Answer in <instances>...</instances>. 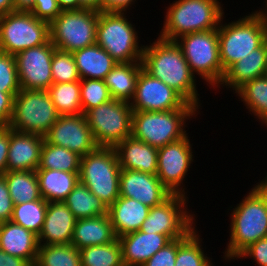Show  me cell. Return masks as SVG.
Returning a JSON list of instances; mask_svg holds the SVG:
<instances>
[{
  "instance_id": "cell-11",
  "label": "cell",
  "mask_w": 267,
  "mask_h": 266,
  "mask_svg": "<svg viewBox=\"0 0 267 266\" xmlns=\"http://www.w3.org/2000/svg\"><path fill=\"white\" fill-rule=\"evenodd\" d=\"M133 109L129 102L112 99L85 113L99 147H115L132 136Z\"/></svg>"
},
{
  "instance_id": "cell-52",
  "label": "cell",
  "mask_w": 267,
  "mask_h": 266,
  "mask_svg": "<svg viewBox=\"0 0 267 266\" xmlns=\"http://www.w3.org/2000/svg\"><path fill=\"white\" fill-rule=\"evenodd\" d=\"M78 3L83 8L102 11V0H78Z\"/></svg>"
},
{
  "instance_id": "cell-8",
  "label": "cell",
  "mask_w": 267,
  "mask_h": 266,
  "mask_svg": "<svg viewBox=\"0 0 267 266\" xmlns=\"http://www.w3.org/2000/svg\"><path fill=\"white\" fill-rule=\"evenodd\" d=\"M175 41L181 47L192 74L199 75L210 88H220L223 69L220 61L218 28L188 33Z\"/></svg>"
},
{
  "instance_id": "cell-23",
  "label": "cell",
  "mask_w": 267,
  "mask_h": 266,
  "mask_svg": "<svg viewBox=\"0 0 267 266\" xmlns=\"http://www.w3.org/2000/svg\"><path fill=\"white\" fill-rule=\"evenodd\" d=\"M39 248L38 235L12 222L0 223V249L35 265Z\"/></svg>"
},
{
  "instance_id": "cell-44",
  "label": "cell",
  "mask_w": 267,
  "mask_h": 266,
  "mask_svg": "<svg viewBox=\"0 0 267 266\" xmlns=\"http://www.w3.org/2000/svg\"><path fill=\"white\" fill-rule=\"evenodd\" d=\"M253 258L259 266H267V237L258 240L244 249L236 259Z\"/></svg>"
},
{
  "instance_id": "cell-30",
  "label": "cell",
  "mask_w": 267,
  "mask_h": 266,
  "mask_svg": "<svg viewBox=\"0 0 267 266\" xmlns=\"http://www.w3.org/2000/svg\"><path fill=\"white\" fill-rule=\"evenodd\" d=\"M63 202L76 219L108 214L107 206L81 182L77 183Z\"/></svg>"
},
{
  "instance_id": "cell-43",
  "label": "cell",
  "mask_w": 267,
  "mask_h": 266,
  "mask_svg": "<svg viewBox=\"0 0 267 266\" xmlns=\"http://www.w3.org/2000/svg\"><path fill=\"white\" fill-rule=\"evenodd\" d=\"M57 0H35L33 11L36 18L51 23L61 13Z\"/></svg>"
},
{
  "instance_id": "cell-36",
  "label": "cell",
  "mask_w": 267,
  "mask_h": 266,
  "mask_svg": "<svg viewBox=\"0 0 267 266\" xmlns=\"http://www.w3.org/2000/svg\"><path fill=\"white\" fill-rule=\"evenodd\" d=\"M35 266H82L80 252L72 244L39 245Z\"/></svg>"
},
{
  "instance_id": "cell-14",
  "label": "cell",
  "mask_w": 267,
  "mask_h": 266,
  "mask_svg": "<svg viewBox=\"0 0 267 266\" xmlns=\"http://www.w3.org/2000/svg\"><path fill=\"white\" fill-rule=\"evenodd\" d=\"M188 135L158 149L157 174L161 183L172 193L187 196L182 186L193 162V150Z\"/></svg>"
},
{
  "instance_id": "cell-2",
  "label": "cell",
  "mask_w": 267,
  "mask_h": 266,
  "mask_svg": "<svg viewBox=\"0 0 267 266\" xmlns=\"http://www.w3.org/2000/svg\"><path fill=\"white\" fill-rule=\"evenodd\" d=\"M245 196L230 214V239L223 253L226 262L267 237V190L258 182Z\"/></svg>"
},
{
  "instance_id": "cell-10",
  "label": "cell",
  "mask_w": 267,
  "mask_h": 266,
  "mask_svg": "<svg viewBox=\"0 0 267 266\" xmlns=\"http://www.w3.org/2000/svg\"><path fill=\"white\" fill-rule=\"evenodd\" d=\"M99 12L86 8L61 11L50 23L51 43L70 53L96 44Z\"/></svg>"
},
{
  "instance_id": "cell-53",
  "label": "cell",
  "mask_w": 267,
  "mask_h": 266,
  "mask_svg": "<svg viewBox=\"0 0 267 266\" xmlns=\"http://www.w3.org/2000/svg\"><path fill=\"white\" fill-rule=\"evenodd\" d=\"M13 10V0H0V16L6 15Z\"/></svg>"
},
{
  "instance_id": "cell-48",
  "label": "cell",
  "mask_w": 267,
  "mask_h": 266,
  "mask_svg": "<svg viewBox=\"0 0 267 266\" xmlns=\"http://www.w3.org/2000/svg\"><path fill=\"white\" fill-rule=\"evenodd\" d=\"M136 0H102V11L126 12Z\"/></svg>"
},
{
  "instance_id": "cell-13",
  "label": "cell",
  "mask_w": 267,
  "mask_h": 266,
  "mask_svg": "<svg viewBox=\"0 0 267 266\" xmlns=\"http://www.w3.org/2000/svg\"><path fill=\"white\" fill-rule=\"evenodd\" d=\"M188 197L171 194L161 204L151 207L140 231L168 236L171 240L184 238L195 226V214L188 212Z\"/></svg>"
},
{
  "instance_id": "cell-7",
  "label": "cell",
  "mask_w": 267,
  "mask_h": 266,
  "mask_svg": "<svg viewBox=\"0 0 267 266\" xmlns=\"http://www.w3.org/2000/svg\"><path fill=\"white\" fill-rule=\"evenodd\" d=\"M120 172L114 147H98L81 157L79 182L109 208L120 196Z\"/></svg>"
},
{
  "instance_id": "cell-22",
  "label": "cell",
  "mask_w": 267,
  "mask_h": 266,
  "mask_svg": "<svg viewBox=\"0 0 267 266\" xmlns=\"http://www.w3.org/2000/svg\"><path fill=\"white\" fill-rule=\"evenodd\" d=\"M114 149L121 169L157 174L158 148L129 136Z\"/></svg>"
},
{
  "instance_id": "cell-33",
  "label": "cell",
  "mask_w": 267,
  "mask_h": 266,
  "mask_svg": "<svg viewBox=\"0 0 267 266\" xmlns=\"http://www.w3.org/2000/svg\"><path fill=\"white\" fill-rule=\"evenodd\" d=\"M81 156L67 148L48 143L46 140L41 149L38 169H52L64 172H79Z\"/></svg>"
},
{
  "instance_id": "cell-37",
  "label": "cell",
  "mask_w": 267,
  "mask_h": 266,
  "mask_svg": "<svg viewBox=\"0 0 267 266\" xmlns=\"http://www.w3.org/2000/svg\"><path fill=\"white\" fill-rule=\"evenodd\" d=\"M82 266H124L118 238L110 243L79 250Z\"/></svg>"
},
{
  "instance_id": "cell-32",
  "label": "cell",
  "mask_w": 267,
  "mask_h": 266,
  "mask_svg": "<svg viewBox=\"0 0 267 266\" xmlns=\"http://www.w3.org/2000/svg\"><path fill=\"white\" fill-rule=\"evenodd\" d=\"M236 93L248 111L267 127V76H261L244 83Z\"/></svg>"
},
{
  "instance_id": "cell-39",
  "label": "cell",
  "mask_w": 267,
  "mask_h": 266,
  "mask_svg": "<svg viewBox=\"0 0 267 266\" xmlns=\"http://www.w3.org/2000/svg\"><path fill=\"white\" fill-rule=\"evenodd\" d=\"M80 96L83 114L113 99L104 80L98 79H81Z\"/></svg>"
},
{
  "instance_id": "cell-16",
  "label": "cell",
  "mask_w": 267,
  "mask_h": 266,
  "mask_svg": "<svg viewBox=\"0 0 267 266\" xmlns=\"http://www.w3.org/2000/svg\"><path fill=\"white\" fill-rule=\"evenodd\" d=\"M56 47L47 43L15 55L20 89L48 90L53 84L51 63Z\"/></svg>"
},
{
  "instance_id": "cell-50",
  "label": "cell",
  "mask_w": 267,
  "mask_h": 266,
  "mask_svg": "<svg viewBox=\"0 0 267 266\" xmlns=\"http://www.w3.org/2000/svg\"><path fill=\"white\" fill-rule=\"evenodd\" d=\"M35 0H13L14 12L31 13L33 11Z\"/></svg>"
},
{
  "instance_id": "cell-18",
  "label": "cell",
  "mask_w": 267,
  "mask_h": 266,
  "mask_svg": "<svg viewBox=\"0 0 267 266\" xmlns=\"http://www.w3.org/2000/svg\"><path fill=\"white\" fill-rule=\"evenodd\" d=\"M119 189L120 196L135 199L150 208L172 194L156 175L127 169H121Z\"/></svg>"
},
{
  "instance_id": "cell-46",
  "label": "cell",
  "mask_w": 267,
  "mask_h": 266,
  "mask_svg": "<svg viewBox=\"0 0 267 266\" xmlns=\"http://www.w3.org/2000/svg\"><path fill=\"white\" fill-rule=\"evenodd\" d=\"M18 92L0 91V126H8L13 113V101Z\"/></svg>"
},
{
  "instance_id": "cell-25",
  "label": "cell",
  "mask_w": 267,
  "mask_h": 266,
  "mask_svg": "<svg viewBox=\"0 0 267 266\" xmlns=\"http://www.w3.org/2000/svg\"><path fill=\"white\" fill-rule=\"evenodd\" d=\"M267 70V41L259 48L234 63L224 74L220 87L236 91L244 83L264 76Z\"/></svg>"
},
{
  "instance_id": "cell-5",
  "label": "cell",
  "mask_w": 267,
  "mask_h": 266,
  "mask_svg": "<svg viewBox=\"0 0 267 266\" xmlns=\"http://www.w3.org/2000/svg\"><path fill=\"white\" fill-rule=\"evenodd\" d=\"M198 108L170 111H133L132 136L152 147L161 148L186 137V121L199 114ZM197 112V113H196Z\"/></svg>"
},
{
  "instance_id": "cell-49",
  "label": "cell",
  "mask_w": 267,
  "mask_h": 266,
  "mask_svg": "<svg viewBox=\"0 0 267 266\" xmlns=\"http://www.w3.org/2000/svg\"><path fill=\"white\" fill-rule=\"evenodd\" d=\"M0 266H31L25 259L7 254L0 249Z\"/></svg>"
},
{
  "instance_id": "cell-35",
  "label": "cell",
  "mask_w": 267,
  "mask_h": 266,
  "mask_svg": "<svg viewBox=\"0 0 267 266\" xmlns=\"http://www.w3.org/2000/svg\"><path fill=\"white\" fill-rule=\"evenodd\" d=\"M194 227L184 238L178 239L175 266H214L204 253L202 239Z\"/></svg>"
},
{
  "instance_id": "cell-45",
  "label": "cell",
  "mask_w": 267,
  "mask_h": 266,
  "mask_svg": "<svg viewBox=\"0 0 267 266\" xmlns=\"http://www.w3.org/2000/svg\"><path fill=\"white\" fill-rule=\"evenodd\" d=\"M13 209L14 203L10 197L7 181L3 175H0V223L11 220Z\"/></svg>"
},
{
  "instance_id": "cell-15",
  "label": "cell",
  "mask_w": 267,
  "mask_h": 266,
  "mask_svg": "<svg viewBox=\"0 0 267 266\" xmlns=\"http://www.w3.org/2000/svg\"><path fill=\"white\" fill-rule=\"evenodd\" d=\"M133 111H170L180 108H197L188 103L178 92L144 69L139 73L133 99Z\"/></svg>"
},
{
  "instance_id": "cell-51",
  "label": "cell",
  "mask_w": 267,
  "mask_h": 266,
  "mask_svg": "<svg viewBox=\"0 0 267 266\" xmlns=\"http://www.w3.org/2000/svg\"><path fill=\"white\" fill-rule=\"evenodd\" d=\"M59 8L63 10H78L83 7L78 3V0H57Z\"/></svg>"
},
{
  "instance_id": "cell-55",
  "label": "cell",
  "mask_w": 267,
  "mask_h": 266,
  "mask_svg": "<svg viewBox=\"0 0 267 266\" xmlns=\"http://www.w3.org/2000/svg\"><path fill=\"white\" fill-rule=\"evenodd\" d=\"M265 3H266L265 4L266 6H265V9H263L264 11L262 10V8H261V10L258 11L261 15H267V8H266L267 7V0L265 1Z\"/></svg>"
},
{
  "instance_id": "cell-24",
  "label": "cell",
  "mask_w": 267,
  "mask_h": 266,
  "mask_svg": "<svg viewBox=\"0 0 267 266\" xmlns=\"http://www.w3.org/2000/svg\"><path fill=\"white\" fill-rule=\"evenodd\" d=\"M150 207L132 198L119 196L108 208V215L118 237L141 229Z\"/></svg>"
},
{
  "instance_id": "cell-9",
  "label": "cell",
  "mask_w": 267,
  "mask_h": 266,
  "mask_svg": "<svg viewBox=\"0 0 267 266\" xmlns=\"http://www.w3.org/2000/svg\"><path fill=\"white\" fill-rule=\"evenodd\" d=\"M59 116L47 90L21 89L14 97L8 126L20 133L44 136Z\"/></svg>"
},
{
  "instance_id": "cell-54",
  "label": "cell",
  "mask_w": 267,
  "mask_h": 266,
  "mask_svg": "<svg viewBox=\"0 0 267 266\" xmlns=\"http://www.w3.org/2000/svg\"><path fill=\"white\" fill-rule=\"evenodd\" d=\"M264 178L261 181H259V183L267 190V173Z\"/></svg>"
},
{
  "instance_id": "cell-27",
  "label": "cell",
  "mask_w": 267,
  "mask_h": 266,
  "mask_svg": "<svg viewBox=\"0 0 267 266\" xmlns=\"http://www.w3.org/2000/svg\"><path fill=\"white\" fill-rule=\"evenodd\" d=\"M80 79L104 80L117 62L98 44L72 52Z\"/></svg>"
},
{
  "instance_id": "cell-42",
  "label": "cell",
  "mask_w": 267,
  "mask_h": 266,
  "mask_svg": "<svg viewBox=\"0 0 267 266\" xmlns=\"http://www.w3.org/2000/svg\"><path fill=\"white\" fill-rule=\"evenodd\" d=\"M178 249V239L172 240L165 247L158 250L142 266H175Z\"/></svg>"
},
{
  "instance_id": "cell-4",
  "label": "cell",
  "mask_w": 267,
  "mask_h": 266,
  "mask_svg": "<svg viewBox=\"0 0 267 266\" xmlns=\"http://www.w3.org/2000/svg\"><path fill=\"white\" fill-rule=\"evenodd\" d=\"M218 26L220 61L225 72L240 59L259 48L266 41V27L261 14L256 10Z\"/></svg>"
},
{
  "instance_id": "cell-6",
  "label": "cell",
  "mask_w": 267,
  "mask_h": 266,
  "mask_svg": "<svg viewBox=\"0 0 267 266\" xmlns=\"http://www.w3.org/2000/svg\"><path fill=\"white\" fill-rule=\"evenodd\" d=\"M126 14L127 12H99L96 44L117 63L142 62L144 45H139L138 33Z\"/></svg>"
},
{
  "instance_id": "cell-28",
  "label": "cell",
  "mask_w": 267,
  "mask_h": 266,
  "mask_svg": "<svg viewBox=\"0 0 267 266\" xmlns=\"http://www.w3.org/2000/svg\"><path fill=\"white\" fill-rule=\"evenodd\" d=\"M36 173L40 194L47 202H63L79 182V172L37 169Z\"/></svg>"
},
{
  "instance_id": "cell-47",
  "label": "cell",
  "mask_w": 267,
  "mask_h": 266,
  "mask_svg": "<svg viewBox=\"0 0 267 266\" xmlns=\"http://www.w3.org/2000/svg\"><path fill=\"white\" fill-rule=\"evenodd\" d=\"M10 143V127L0 126V175L7 171V157Z\"/></svg>"
},
{
  "instance_id": "cell-26",
  "label": "cell",
  "mask_w": 267,
  "mask_h": 266,
  "mask_svg": "<svg viewBox=\"0 0 267 266\" xmlns=\"http://www.w3.org/2000/svg\"><path fill=\"white\" fill-rule=\"evenodd\" d=\"M117 239L108 214L91 218L77 219L71 244L78 250L103 245Z\"/></svg>"
},
{
  "instance_id": "cell-29",
  "label": "cell",
  "mask_w": 267,
  "mask_h": 266,
  "mask_svg": "<svg viewBox=\"0 0 267 266\" xmlns=\"http://www.w3.org/2000/svg\"><path fill=\"white\" fill-rule=\"evenodd\" d=\"M142 62L117 63L104 78L110 95L115 100L129 102L133 99Z\"/></svg>"
},
{
  "instance_id": "cell-56",
  "label": "cell",
  "mask_w": 267,
  "mask_h": 266,
  "mask_svg": "<svg viewBox=\"0 0 267 266\" xmlns=\"http://www.w3.org/2000/svg\"><path fill=\"white\" fill-rule=\"evenodd\" d=\"M263 20H264V23H265V27H266V41H267V15H261Z\"/></svg>"
},
{
  "instance_id": "cell-12",
  "label": "cell",
  "mask_w": 267,
  "mask_h": 266,
  "mask_svg": "<svg viewBox=\"0 0 267 266\" xmlns=\"http://www.w3.org/2000/svg\"><path fill=\"white\" fill-rule=\"evenodd\" d=\"M50 40V23L32 13L10 12L0 16V51L10 55Z\"/></svg>"
},
{
  "instance_id": "cell-31",
  "label": "cell",
  "mask_w": 267,
  "mask_h": 266,
  "mask_svg": "<svg viewBox=\"0 0 267 266\" xmlns=\"http://www.w3.org/2000/svg\"><path fill=\"white\" fill-rule=\"evenodd\" d=\"M3 176L14 205L42 198L36 171H6Z\"/></svg>"
},
{
  "instance_id": "cell-19",
  "label": "cell",
  "mask_w": 267,
  "mask_h": 266,
  "mask_svg": "<svg viewBox=\"0 0 267 266\" xmlns=\"http://www.w3.org/2000/svg\"><path fill=\"white\" fill-rule=\"evenodd\" d=\"M45 138L37 133H20L10 128L7 171H36Z\"/></svg>"
},
{
  "instance_id": "cell-41",
  "label": "cell",
  "mask_w": 267,
  "mask_h": 266,
  "mask_svg": "<svg viewBox=\"0 0 267 266\" xmlns=\"http://www.w3.org/2000/svg\"><path fill=\"white\" fill-rule=\"evenodd\" d=\"M20 90L15 56L0 51V91L19 92Z\"/></svg>"
},
{
  "instance_id": "cell-40",
  "label": "cell",
  "mask_w": 267,
  "mask_h": 266,
  "mask_svg": "<svg viewBox=\"0 0 267 266\" xmlns=\"http://www.w3.org/2000/svg\"><path fill=\"white\" fill-rule=\"evenodd\" d=\"M51 72L53 83L80 81L72 53L55 49L52 57Z\"/></svg>"
},
{
  "instance_id": "cell-17",
  "label": "cell",
  "mask_w": 267,
  "mask_h": 266,
  "mask_svg": "<svg viewBox=\"0 0 267 266\" xmlns=\"http://www.w3.org/2000/svg\"><path fill=\"white\" fill-rule=\"evenodd\" d=\"M44 138L48 143L67 148L81 157L99 147L88 126L85 114L59 116Z\"/></svg>"
},
{
  "instance_id": "cell-20",
  "label": "cell",
  "mask_w": 267,
  "mask_h": 266,
  "mask_svg": "<svg viewBox=\"0 0 267 266\" xmlns=\"http://www.w3.org/2000/svg\"><path fill=\"white\" fill-rule=\"evenodd\" d=\"M76 220L64 202H48L39 245L71 244Z\"/></svg>"
},
{
  "instance_id": "cell-3",
  "label": "cell",
  "mask_w": 267,
  "mask_h": 266,
  "mask_svg": "<svg viewBox=\"0 0 267 266\" xmlns=\"http://www.w3.org/2000/svg\"><path fill=\"white\" fill-rule=\"evenodd\" d=\"M220 0H176L170 4L159 37L175 41L180 36L217 29L224 17Z\"/></svg>"
},
{
  "instance_id": "cell-1",
  "label": "cell",
  "mask_w": 267,
  "mask_h": 266,
  "mask_svg": "<svg viewBox=\"0 0 267 266\" xmlns=\"http://www.w3.org/2000/svg\"><path fill=\"white\" fill-rule=\"evenodd\" d=\"M143 69L152 77L160 79L178 92L188 103L200 108L196 76L184 58L183 51L176 41L160 37L150 45H144Z\"/></svg>"
},
{
  "instance_id": "cell-34",
  "label": "cell",
  "mask_w": 267,
  "mask_h": 266,
  "mask_svg": "<svg viewBox=\"0 0 267 266\" xmlns=\"http://www.w3.org/2000/svg\"><path fill=\"white\" fill-rule=\"evenodd\" d=\"M58 114H83L80 96V81L53 83L47 90Z\"/></svg>"
},
{
  "instance_id": "cell-38",
  "label": "cell",
  "mask_w": 267,
  "mask_h": 266,
  "mask_svg": "<svg viewBox=\"0 0 267 266\" xmlns=\"http://www.w3.org/2000/svg\"><path fill=\"white\" fill-rule=\"evenodd\" d=\"M48 202L43 198L14 205L11 221L39 235L45 220Z\"/></svg>"
},
{
  "instance_id": "cell-21",
  "label": "cell",
  "mask_w": 267,
  "mask_h": 266,
  "mask_svg": "<svg viewBox=\"0 0 267 266\" xmlns=\"http://www.w3.org/2000/svg\"><path fill=\"white\" fill-rule=\"evenodd\" d=\"M122 248L124 266H142L158 250L172 240L162 234L144 233L140 230L118 237Z\"/></svg>"
}]
</instances>
